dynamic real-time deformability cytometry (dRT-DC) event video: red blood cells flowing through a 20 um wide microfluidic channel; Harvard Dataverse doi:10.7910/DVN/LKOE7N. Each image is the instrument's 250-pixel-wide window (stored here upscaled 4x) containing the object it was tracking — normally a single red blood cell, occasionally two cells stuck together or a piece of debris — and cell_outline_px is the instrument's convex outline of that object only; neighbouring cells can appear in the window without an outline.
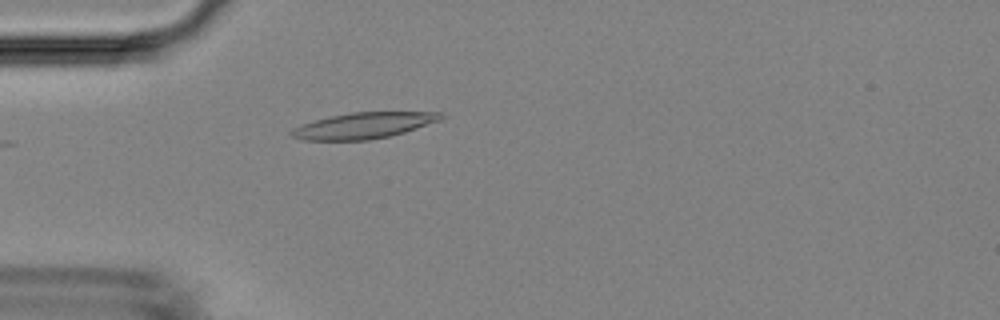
{"species": "Egyptian fruit bat (a non-hibernating species)", "species_latin": "Rousettus aegyptiacus", "temperature_condition": "room temperature", "stored_images_in_passage": 4, "camera_frame_rate_fps": 3000, "um_per_image_px": 0.085, "animal": {"sex": "female"}, "frame": {"image": 1, "passage_image": 4, "time_ms": 4.0, "image_size_px": [1000, 320], "cell_outline_px": [[444, 116], [440, 120], [404, 132], [388, 136], [368, 140], [300, 140], [292, 136], [288, 132], [292, 128], [328, 116], [352, 112], [444, 112]], "centroid_in_image_um": [30.88, 10.67], "position_along_channel_um": 54.1, "area_um2": 22.54}}